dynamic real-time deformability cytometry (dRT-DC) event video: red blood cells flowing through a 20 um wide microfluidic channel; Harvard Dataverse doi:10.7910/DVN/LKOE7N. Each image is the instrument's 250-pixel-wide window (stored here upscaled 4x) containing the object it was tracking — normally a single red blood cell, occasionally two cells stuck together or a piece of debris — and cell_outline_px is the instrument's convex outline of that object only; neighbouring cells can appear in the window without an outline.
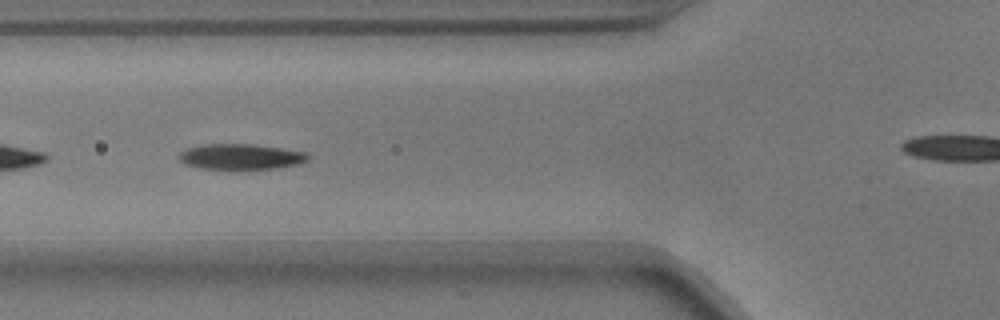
{"species": "common noctule bat (a hibernating species)", "species_latin": "Nyctalus noctula", "temperature_condition": "warm", "stored_images_in_passage": 36, "camera_frame_rate_fps": 3000, "um_per_image_px": 0.085, "animal": {"sex": "male", "body_mass_g": 17.9}, "frame": {"image": 1, "passage_image": 9, "time_ms": 2.667, "image_size_px": [1000, 320], "cell_outline_px": [[312, 156], [308, 160], [296, 164], [276, 168], [200, 168], [184, 164], [180, 160], [180, 152], [188, 148], [204, 144], [252, 144], [308, 152]], "centroid_in_image_um": [20.5, 13.3], "position_along_channel_um": 105.3, "area_um2": 18.9}}
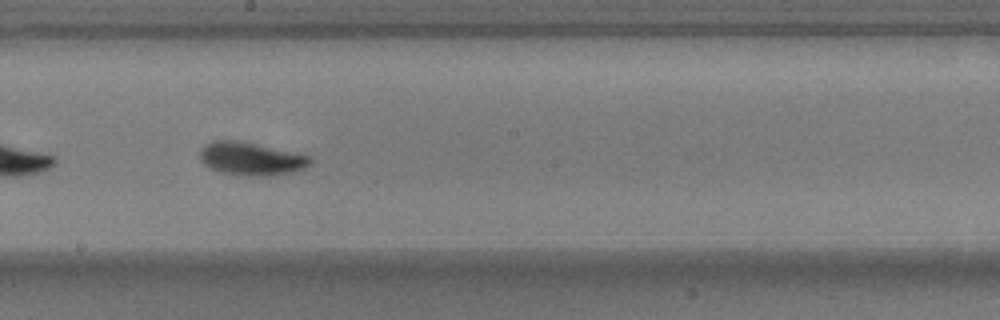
{"frame": {"image": 2, "passage_image": 19, "time_ms": 6.0, "image_size_px": [1000, 320], "cell_outline_px": [[312, 164], [304, 168], [292, 172], [276, 176], [248, 176], [220, 172], [204, 164], [200, 160], [200, 148], [204, 144], [212, 140], [240, 140], [312, 156]], "centroid_in_image_um": [21.36, 13.49], "position_along_channel_um": 226.8, "area_um2": 21.62}}
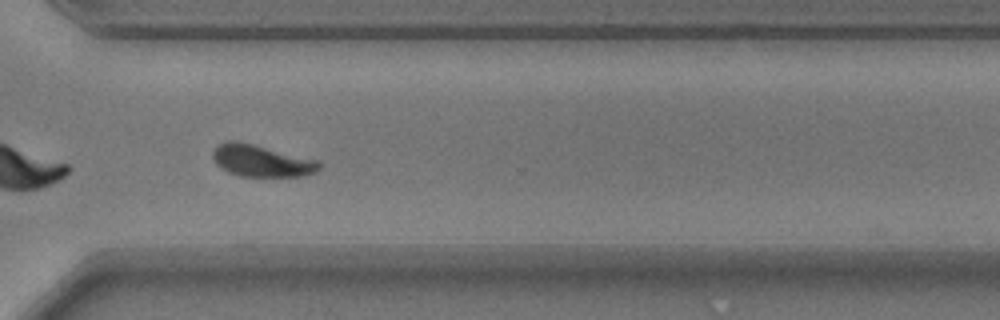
{"frame": {"image": 3, "passage_image": 29, "time_ms": 9.333, "image_size_px": [1000, 320], "cell_outline_px": [[320, 168], [316, 172], [300, 176], [240, 176], [228, 172], [220, 168], [216, 164], [212, 156], [212, 152], [220, 144], [228, 140], [236, 140], [320, 160]], "centroid_in_image_um": [22.22, 13.66], "position_along_channel_um": 348.4, "area_um2": 19.77}, "authors_computed_cell_mechanics": {"area_um2": 19.7387, "velocity_mm_per_s": 3.6491, "shape_relaxation_time_tau1_ms": 2.9261, "shape_relaxation_time_tau2_ms": 1.4126, "deformation_change_tau1": 0.1635, "deformation_change_tau2": 0.0652}}